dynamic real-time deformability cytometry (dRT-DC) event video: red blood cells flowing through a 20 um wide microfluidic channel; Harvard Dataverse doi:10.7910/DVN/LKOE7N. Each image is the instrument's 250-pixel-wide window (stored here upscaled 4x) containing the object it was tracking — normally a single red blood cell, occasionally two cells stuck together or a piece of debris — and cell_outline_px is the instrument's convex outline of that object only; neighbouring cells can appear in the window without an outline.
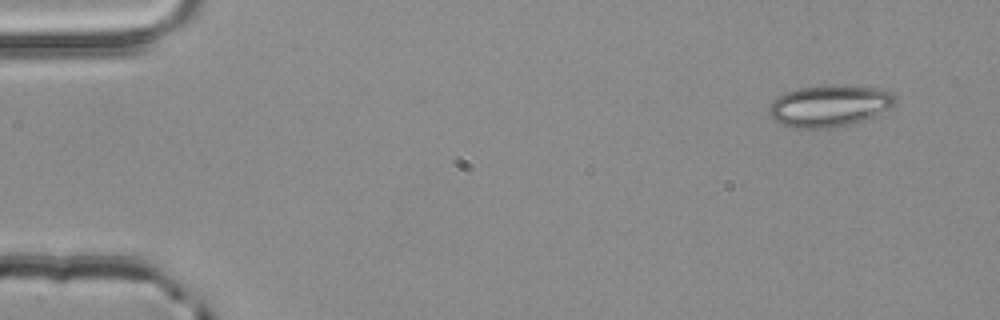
{"species": "common noctule bat (a hibernating species)", "species_latin": "Nyctalus noctula", "temperature_condition": "room temperature", "stored_images_in_passage": 3, "camera_frame_rate_fps": 3000, "um_per_image_px": 0.085, "animal": {"sex": "male", "body_mass_g": 20.4}, "frame": {"image": 1, "passage_image": 1, "time_ms": 0.0, "image_size_px": [1000, 320], "cell_outline_px": [[896, 100], [888, 108], [872, 116], [848, 124], [832, 128], [792, 128], [776, 120], [768, 112], [768, 108], [784, 92], [800, 88], [832, 84], [884, 88], [892, 92], [896, 96]], "centroid_in_image_um": [70.52, 8.97], "position_along_channel_um": 14.5, "area_um2": 30.29}}